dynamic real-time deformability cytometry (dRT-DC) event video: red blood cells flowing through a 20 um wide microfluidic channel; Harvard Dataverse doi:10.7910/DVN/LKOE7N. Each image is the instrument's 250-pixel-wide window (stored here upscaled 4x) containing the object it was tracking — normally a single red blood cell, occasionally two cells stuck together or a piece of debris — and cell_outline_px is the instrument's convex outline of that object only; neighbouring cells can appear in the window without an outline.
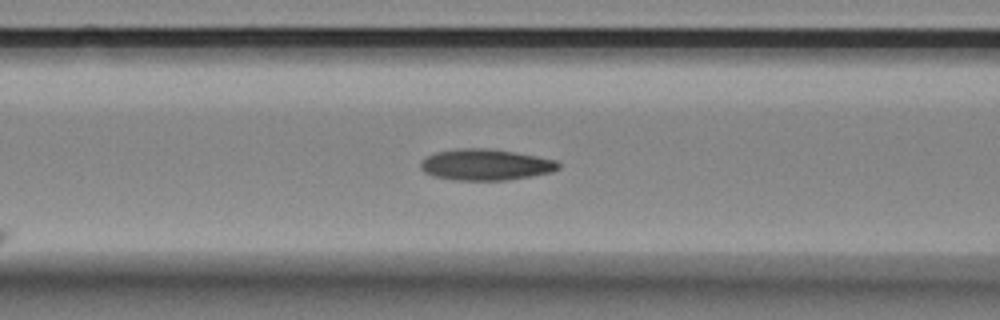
{"species": "Egyptian fruit bat (a non-hibernating species)", "species_latin": "Rousettus aegyptiacus", "temperature_condition": "room temperature", "stored_images_in_passage": 6, "camera_frame_rate_fps": 3000, "um_per_image_px": 0.085, "animal": {"sex": "female"}, "frame": {"image": 1, "passage_image": 6, "time_ms": 1.667, "image_size_px": [1000, 320], "cell_outline_px": [[560, 168], [552, 172], [532, 176], [508, 180], [452, 180], [432, 176], [424, 172], [420, 168], [420, 160], [436, 152], [460, 148], [488, 148], [536, 156], [556, 160], [560, 164]], "centroid_in_image_um": [41.26, 14.01], "position_along_channel_um": 125.3, "area_um2": 25.14}}